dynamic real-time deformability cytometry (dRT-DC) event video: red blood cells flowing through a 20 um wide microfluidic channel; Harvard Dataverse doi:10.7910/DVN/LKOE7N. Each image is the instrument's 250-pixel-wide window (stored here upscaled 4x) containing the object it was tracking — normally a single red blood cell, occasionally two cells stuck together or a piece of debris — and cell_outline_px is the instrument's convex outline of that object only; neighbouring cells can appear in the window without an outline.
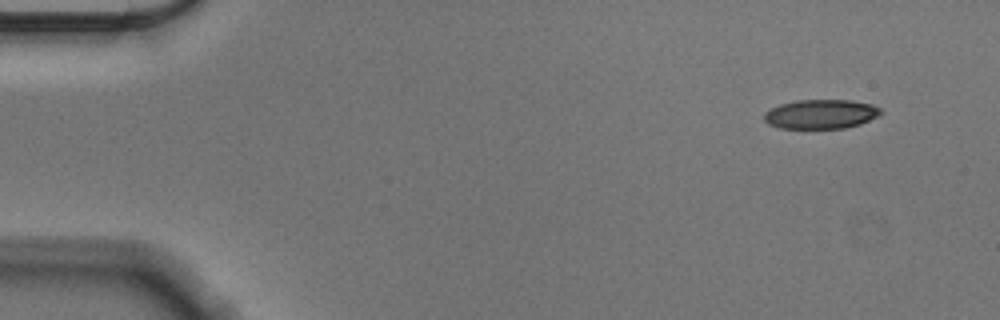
{"species": "Egyptian fruit bat (a non-hibernating species)", "species_latin": "Rousettus aegyptiacus", "temperature_condition": "cold", "stored_images_in_passage": 53, "camera_frame_rate_fps": 3000, "um_per_image_px": 0.085, "animal": {"sex": "male"}, "frame": {"image": 1, "passage_image": 1, "time_ms": 0.0, "image_size_px": [1000, 320], "cell_outline_px": [[884, 112], [860, 124], [844, 128], [780, 128], [768, 124], [764, 120], [764, 112], [780, 104], [796, 100], [852, 100], [872, 104], [880, 108]], "centroid_in_image_um": [69.77, 9.69], "position_along_channel_um": 15.2, "area_um2": 19.88}}
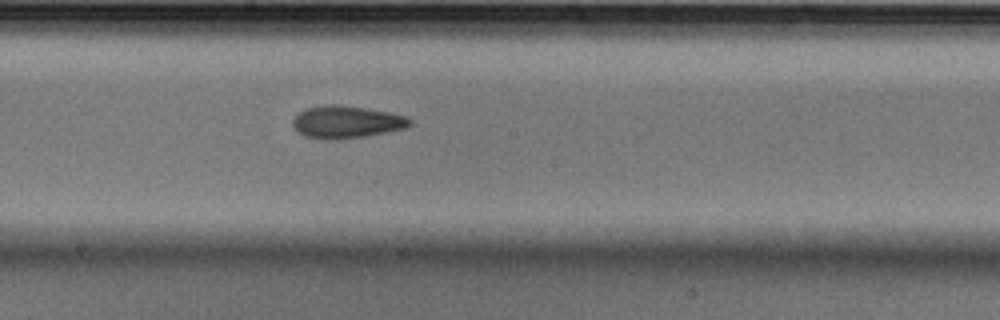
{"frame": {"image": 2, "passage_image": 27, "time_ms": 8.667, "image_size_px": [1000, 320], "cell_outline_px": [[412, 124], [404, 128], [364, 136], [336, 140], [328, 140], [304, 136], [296, 132], [292, 128], [292, 120], [304, 108], [324, 104], [340, 104], [388, 112], [408, 116], [412, 120]], "centroid_in_image_um": [29.39, 10.36], "position_along_channel_um": 218.8, "area_um2": 22.31}}
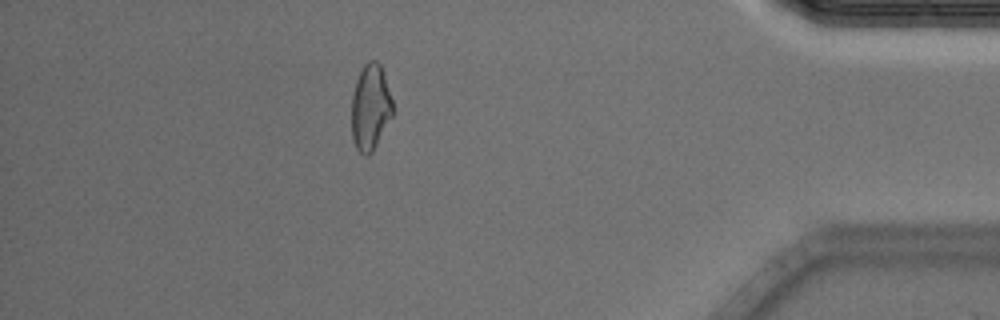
{"frame": {"image": 3, "passage_image": 46, "time_ms": 15.0, "image_size_px": [1000, 320], "cell_outline_px": [[392, 116], [372, 152], [368, 156], [364, 156], [356, 148], [352, 140], [352, 96], [356, 80], [364, 64], [368, 60], [376, 60], [380, 64], [392, 100]], "centroid_in_image_um": [31.47, 9.14], "position_along_channel_um": 403.7, "area_um2": 20.4}, "authors_computed_cell_mechanics": {"area_um2": 21.386, "velocity_mm_per_s": 3.5677, "shape_relaxation_time_tau1_ms": 6.6862, "shape_relaxation_time_tau2_ms": 5.5791, "deformation_change_tau1": 0.1552, "deformation_change_tau2": 0.1261}}